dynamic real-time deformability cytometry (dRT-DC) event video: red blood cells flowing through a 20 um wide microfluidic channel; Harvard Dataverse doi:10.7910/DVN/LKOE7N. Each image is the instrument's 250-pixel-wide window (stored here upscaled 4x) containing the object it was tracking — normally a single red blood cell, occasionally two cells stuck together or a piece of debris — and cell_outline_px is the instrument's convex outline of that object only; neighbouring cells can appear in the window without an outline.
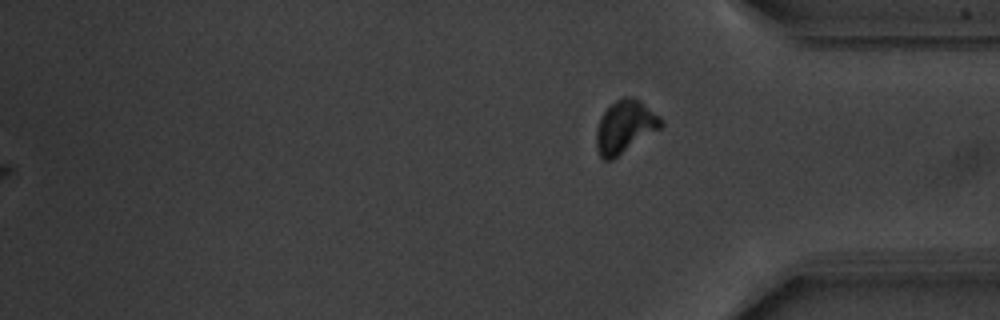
{"species": "common noctule bat (a hibernating species)", "species_latin": "Nyctalus noctula", "temperature_condition": "warm", "stored_images_in_passage": 57, "segment_of_instrument_passage": [2, 2], "camera_frame_rate_fps": 3000, "um_per_image_px": 0.085, "animal": {"sex": "male", "body_mass_g": 20.1, "forearm_length_mm": 53.5}, "frame": {"image": 1, "passage_image": 57, "time_ms": 18.667, "image_size_px": [1000, 320], "cell_outline_px": [[664, 128], [612, 160], [604, 160], [600, 156], [596, 148], [596, 128], [600, 116], [616, 100], [624, 96], [632, 96], [640, 100], [660, 116], [664, 120]], "centroid_in_image_um": [53.17, 10.78], "position_along_channel_um": 382.0, "area_um2": 20.4}}